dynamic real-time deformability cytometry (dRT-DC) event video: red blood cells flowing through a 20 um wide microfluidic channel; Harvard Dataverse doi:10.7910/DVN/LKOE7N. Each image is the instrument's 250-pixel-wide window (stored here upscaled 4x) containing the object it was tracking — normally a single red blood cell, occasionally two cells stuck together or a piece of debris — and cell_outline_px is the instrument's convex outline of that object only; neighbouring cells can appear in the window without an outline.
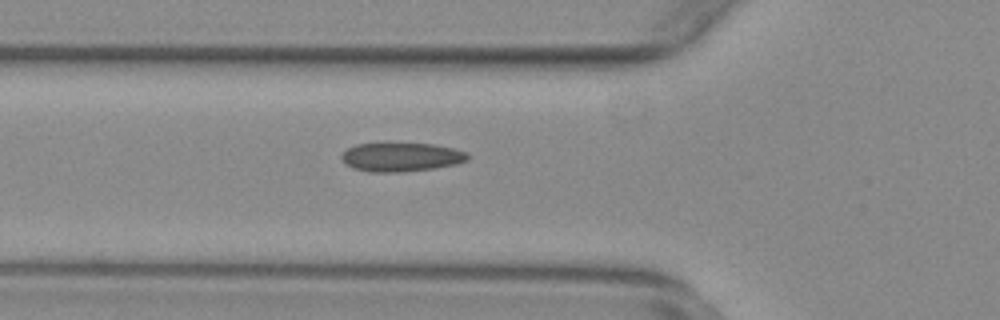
{"species": "common noctule bat (a hibernating species)", "species_latin": "Nyctalus noctula", "temperature_condition": "warm", "stored_images_in_passage": 32, "camera_frame_rate_fps": 3000, "um_per_image_px": 0.085, "animal": {"sex": "female", "body_mass_g": 29.2, "forearm_length_mm": 56.3}, "frame": {"image": 1, "passage_image": 4, "time_ms": 1.0, "image_size_px": [1000, 320], "cell_outline_px": [[468, 160], [456, 164], [432, 168], [400, 172], [368, 172], [356, 168], [348, 164], [340, 156], [348, 148], [356, 144], [384, 140], [432, 144], [452, 148], [468, 152]], "centroid_in_image_um": [34.08, 13.29], "position_along_channel_um": 91.7, "area_um2": 21.85}}
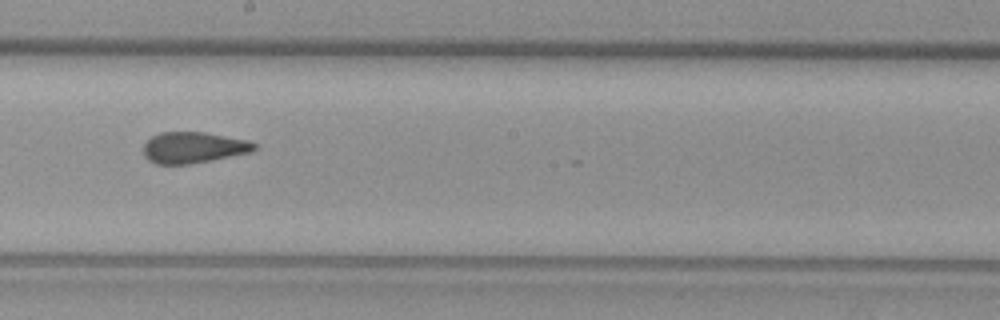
{"frame": {"image": 2, "passage_image": 15, "time_ms": 4.667, "image_size_px": [1000, 320], "cell_outline_px": [[256, 148], [252, 152], [192, 164], [156, 164], [148, 160], [144, 156], [144, 144], [152, 136], [160, 132], [204, 132], [248, 140], [256, 144]], "centroid_in_image_um": [16.44, 12.54], "position_along_channel_um": 231.8, "area_um2": 20.17}}
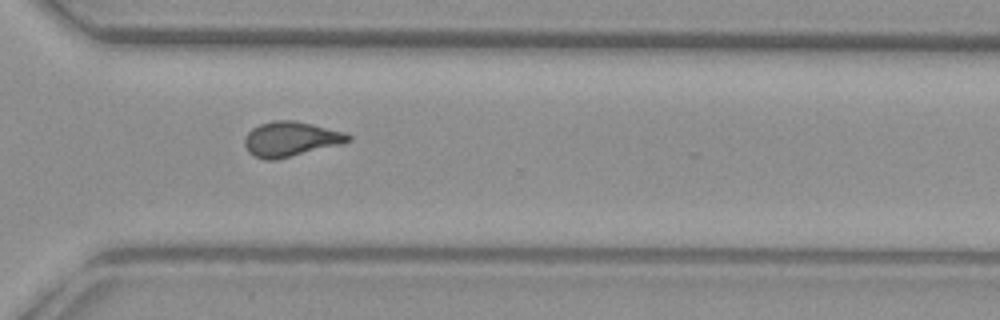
{"frame": {"image": 3, "passage_image": 24, "time_ms": 7.667, "image_size_px": [1000, 320], "cell_outline_px": [[352, 140], [340, 144], [276, 160], [264, 160], [248, 152], [244, 144], [244, 140], [248, 132], [252, 128], [260, 124], [272, 120], [292, 120], [312, 124], [344, 132], [352, 136]], "centroid_in_image_um": [24.69, 11.82], "position_along_channel_um": 345.9, "area_um2": 20.92}, "authors_computed_cell_mechanics": {"area_um2": 20.6057, "velocity_mm_per_s": 3.8108, "shape_relaxation_time_tau1_ms": null, "shape_relaxation_time_tau2_ms": 1.2695, "deformation_change_tau1": null, "deformation_change_tau2": 0.0799}}